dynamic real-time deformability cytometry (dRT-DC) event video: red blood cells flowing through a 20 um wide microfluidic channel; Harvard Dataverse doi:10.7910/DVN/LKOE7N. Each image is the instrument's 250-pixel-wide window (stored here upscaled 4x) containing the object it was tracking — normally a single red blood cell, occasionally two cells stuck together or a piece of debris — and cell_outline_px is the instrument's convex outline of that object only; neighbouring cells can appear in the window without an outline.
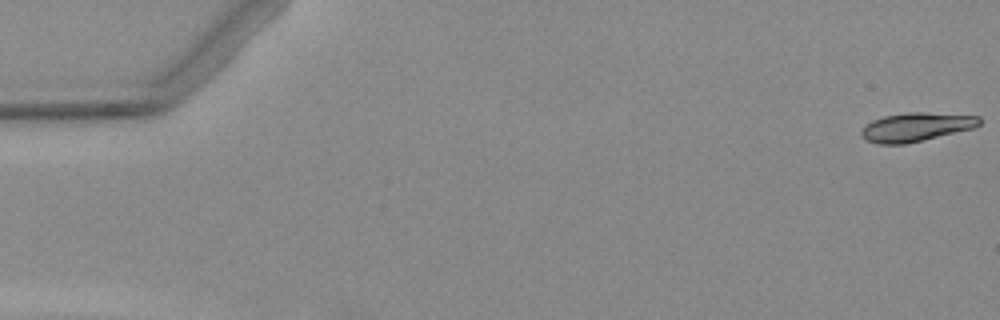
{"species": "Egyptian fruit bat (a non-hibernating species)", "species_latin": "Rousettus aegyptiacus", "temperature_condition": "warm", "stored_images_in_passage": 5, "camera_frame_rate_fps": 3000, "um_per_image_px": 0.085, "animal": {"sex": "female"}, "frame": {"image": 1, "passage_image": 1, "time_ms": 0.0, "image_size_px": [1000, 320], "cell_outline_px": [[980, 124], [972, 128], [904, 144], [880, 144], [868, 140], [860, 136], [860, 132], [872, 120], [884, 116], [908, 112], [924, 112], [980, 116]], "centroid_in_image_um": [77.85, 10.78], "position_along_channel_um": 7.2, "area_um2": 19.36}}
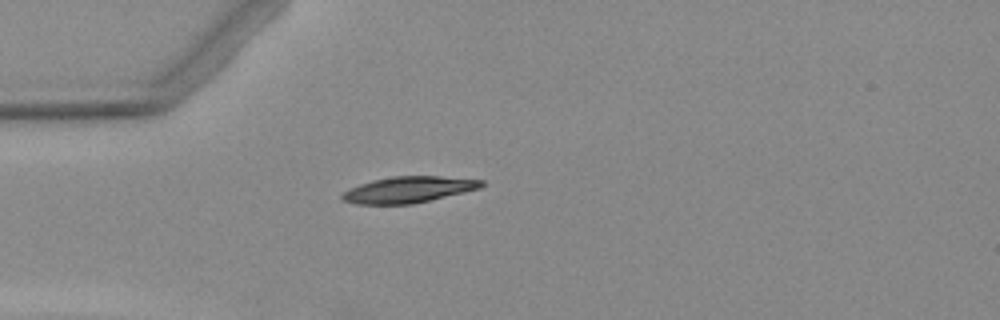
{"frame": {"image": 2, "passage_image": 4, "time_ms": 4.667, "image_size_px": [1000, 320], "cell_outline_px": [[484, 184], [480, 188], [464, 192], [412, 204], [356, 204], [340, 200], [340, 196], [344, 192], [360, 184], [372, 180], [392, 176], [440, 176], [484, 180]], "centroid_in_image_um": [34.7, 16.12], "position_along_channel_um": 50.3, "area_um2": 21.15}}